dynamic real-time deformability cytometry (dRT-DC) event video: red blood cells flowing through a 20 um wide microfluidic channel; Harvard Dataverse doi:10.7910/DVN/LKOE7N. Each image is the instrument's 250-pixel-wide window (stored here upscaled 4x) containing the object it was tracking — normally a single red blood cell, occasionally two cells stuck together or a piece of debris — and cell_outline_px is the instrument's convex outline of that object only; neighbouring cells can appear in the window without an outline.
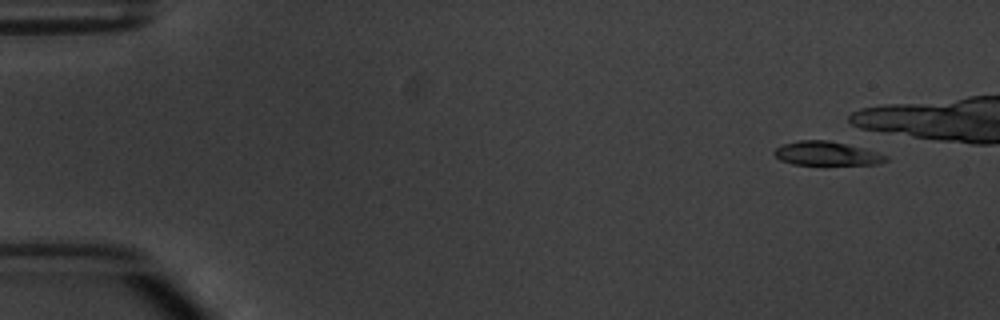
{"species": "common noctule bat (a hibernating species)", "species_latin": "Nyctalus noctula", "temperature_condition": "warm", "stored_images_in_passage": 3, "camera_frame_rate_fps": 3000, "um_per_image_px": 0.085, "animal": {"sex": "male", "body_mass_g": 20.1, "forearm_length_mm": 53.5}, "frame": {"image": 1, "passage_image": 1, "time_ms": 0.0, "image_size_px": [1000, 320], "cell_outline_px": [[888, 160], [880, 164], [792, 164], [780, 160], [772, 152], [776, 148], [784, 144], [800, 140], [828, 140], [860, 148], [888, 156]], "centroid_in_image_um": [70.22, 13.05], "position_along_channel_um": 14.8, "area_um2": 15.14}}